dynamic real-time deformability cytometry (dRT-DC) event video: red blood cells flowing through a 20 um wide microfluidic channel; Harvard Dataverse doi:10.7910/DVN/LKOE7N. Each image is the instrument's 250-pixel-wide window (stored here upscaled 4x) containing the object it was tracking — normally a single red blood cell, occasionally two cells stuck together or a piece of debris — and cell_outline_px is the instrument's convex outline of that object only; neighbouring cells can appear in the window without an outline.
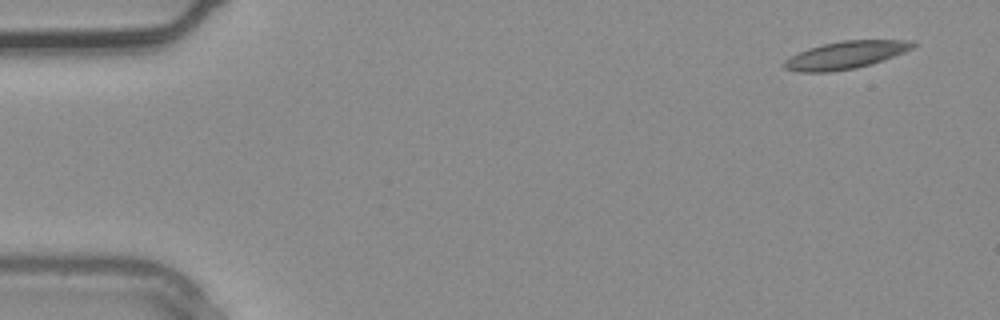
{"species": "common noctule bat (a hibernating species)", "species_latin": "Nyctalus noctula", "temperature_condition": "warm", "stored_images_in_passage": 2, "camera_frame_rate_fps": 3000, "um_per_image_px": 0.085, "animal": {"sex": "male", "body_mass_g": 20.4}, "frame": {"image": 1, "passage_image": 1, "time_ms": 0.0, "image_size_px": [1000, 320], "cell_outline_px": [[916, 44], [912, 48], [904, 52], [856, 68], [832, 72], [796, 72], [784, 68], [784, 60], [808, 48], [824, 44], [844, 40], [912, 40]], "centroid_in_image_um": [71.85, 4.68], "position_along_channel_um": 13.2, "area_um2": 20.35}}